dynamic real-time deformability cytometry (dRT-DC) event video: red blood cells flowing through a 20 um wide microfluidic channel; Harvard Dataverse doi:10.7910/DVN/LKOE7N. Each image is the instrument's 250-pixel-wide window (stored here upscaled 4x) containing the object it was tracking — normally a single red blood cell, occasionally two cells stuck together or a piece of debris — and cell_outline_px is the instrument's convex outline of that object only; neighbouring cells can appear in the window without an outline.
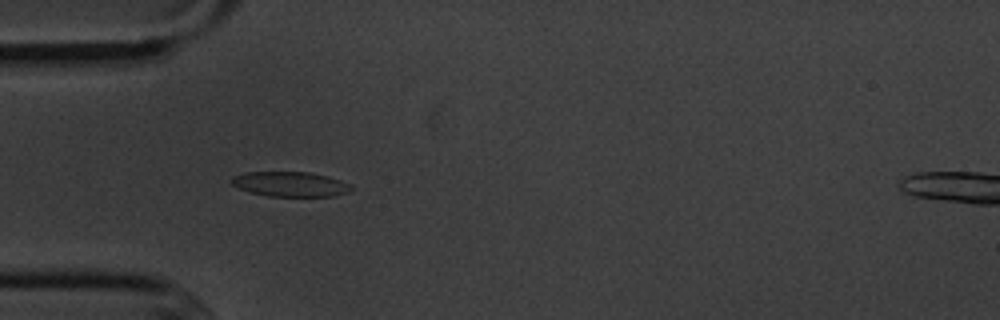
{"species": "common noctule bat (a hibernating species)", "species_latin": "Nyctalus noctula", "temperature_condition": "cold", "stored_images_in_passage": 3, "camera_frame_rate_fps": 3000, "um_per_image_px": 0.085, "animal": {"sex": "male", "body_mass_g": 20.1, "forearm_length_mm": 53.5}, "frame": {"image": 1, "passage_image": 2, "time_ms": 1.333, "image_size_px": [1000, 320], "cell_outline_px": [[352, 188], [348, 192], [336, 196], [268, 196], [248, 192], [232, 184], [232, 176], [244, 172], [312, 172], [328, 176], [352, 184]], "centroid_in_image_um": [24.69, 15.65], "position_along_channel_um": 60.3, "area_um2": 17.46}}